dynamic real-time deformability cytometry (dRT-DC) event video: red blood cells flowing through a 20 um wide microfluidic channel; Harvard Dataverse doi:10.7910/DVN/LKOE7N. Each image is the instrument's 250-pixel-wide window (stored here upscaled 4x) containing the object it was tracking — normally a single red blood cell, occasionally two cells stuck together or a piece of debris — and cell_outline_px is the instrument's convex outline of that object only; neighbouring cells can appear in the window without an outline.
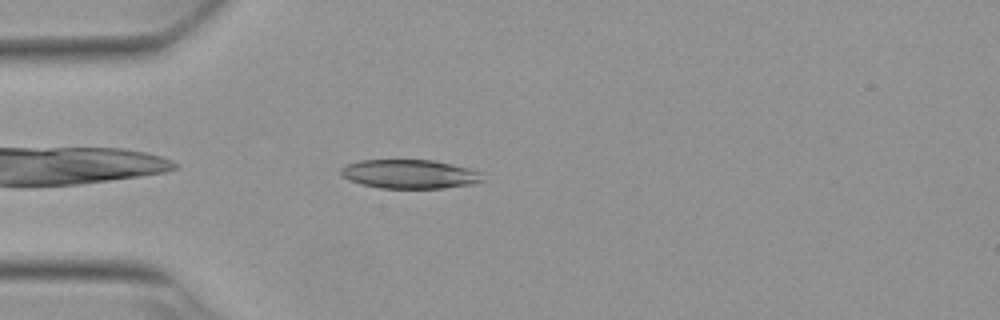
{"species": "Egyptian fruit bat (a non-hibernating species)", "species_latin": "Rousettus aegyptiacus", "temperature_condition": "warm", "stored_images_in_passage": 41, "camera_frame_rate_fps": 3000, "um_per_image_px": 0.085, "animal": {"sex": "female"}, "frame": {"image": 1, "passage_image": 3, "time_ms": 0.667, "image_size_px": [1000, 320], "cell_outline_px": [[484, 180], [472, 184], [444, 188], [380, 188], [360, 184], [348, 180], [340, 172], [340, 168], [348, 164], [360, 160], [432, 160], [452, 164], [484, 172]], "centroid_in_image_um": [34.85, 14.8], "position_along_channel_um": 50.2, "area_um2": 24.04}}
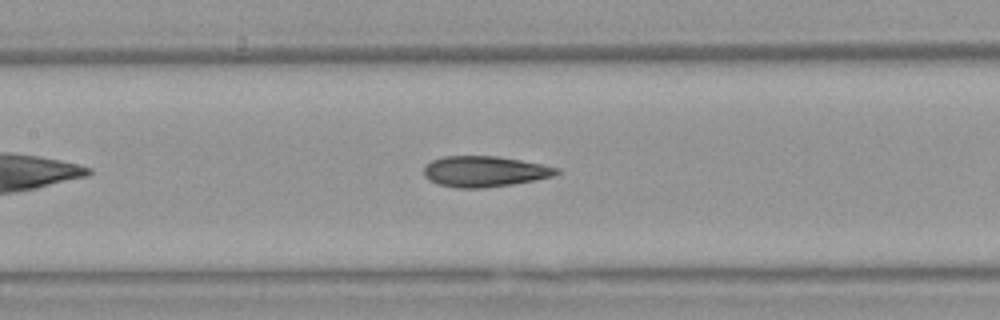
{"frame": {"image": 2, "passage_image": 13, "time_ms": 4.0, "image_size_px": [1000, 320], "cell_outline_px": [[560, 172], [552, 176], [536, 180], [512, 184], [480, 188], [456, 188], [440, 184], [428, 180], [424, 176], [424, 164], [432, 160], [444, 156], [496, 156], [544, 164], [560, 168]], "centroid_in_image_um": [41.18, 14.57], "position_along_channel_um": 166.2, "area_um2": 23.87}}
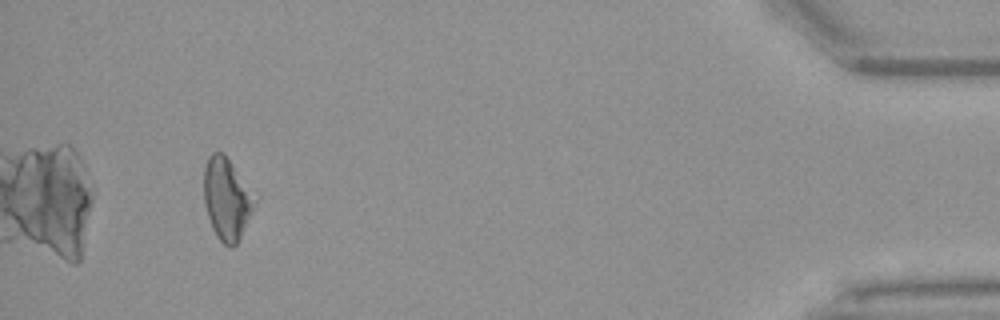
{"frame": {"image": 3, "passage_image": 38, "time_ms": 12.333, "image_size_px": [1000, 320], "cell_outline_px": [[252, 212], [236, 244], [232, 248], [228, 248], [216, 236], [212, 228], [204, 204], [204, 168], [208, 156], [212, 152], [224, 152], [252, 196]], "centroid_in_image_um": [19.19, 16.92], "position_along_channel_um": 416.0, "area_um2": 23.29}, "authors_computed_cell_mechanics": {"area_um2": 23.8714, "velocity_mm_per_s": 3.8314, "shape_relaxation_time_tau1_ms": null, "shape_relaxation_time_tau2_ms": 3.4467, "deformation_change_tau1": null, "deformation_change_tau2": 0.1344}}